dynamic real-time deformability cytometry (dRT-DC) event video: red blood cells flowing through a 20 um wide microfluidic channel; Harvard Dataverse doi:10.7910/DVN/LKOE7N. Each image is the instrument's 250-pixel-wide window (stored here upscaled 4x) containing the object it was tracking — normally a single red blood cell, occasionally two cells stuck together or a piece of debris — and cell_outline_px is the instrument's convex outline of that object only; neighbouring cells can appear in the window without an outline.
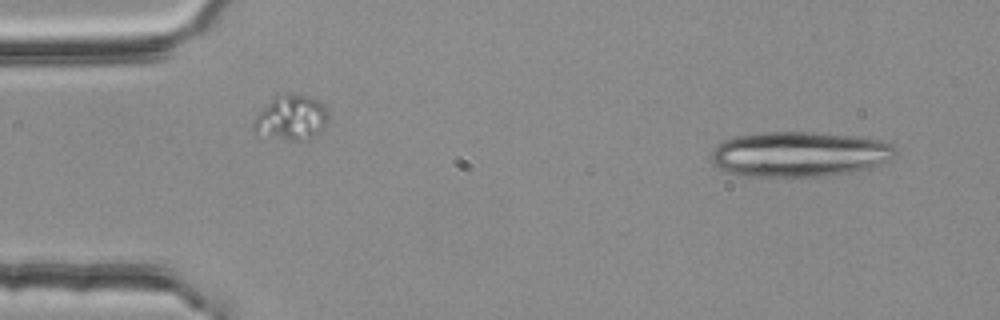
{"species": "common noctule bat (a hibernating species)", "species_latin": "Nyctalus noctula", "temperature_condition": "room temperature", "stored_images_in_passage": 3, "camera_frame_rate_fps": 3000, "um_per_image_px": 0.085, "animal": {"sex": "female", "body_mass_g": 25.1}, "frame": {"image": 1, "passage_image": 1, "time_ms": 0.0, "image_size_px": [1000, 320], "cell_outline_px": [[896, 156], [888, 160], [852, 172], [820, 176], [736, 176], [724, 172], [712, 160], [712, 148], [720, 140], [732, 136], [760, 132], [812, 132], [860, 136], [892, 140], [896, 148]], "centroid_in_image_um": [67.93, 13.08], "position_along_channel_um": 17.1, "area_um2": 49.3}}